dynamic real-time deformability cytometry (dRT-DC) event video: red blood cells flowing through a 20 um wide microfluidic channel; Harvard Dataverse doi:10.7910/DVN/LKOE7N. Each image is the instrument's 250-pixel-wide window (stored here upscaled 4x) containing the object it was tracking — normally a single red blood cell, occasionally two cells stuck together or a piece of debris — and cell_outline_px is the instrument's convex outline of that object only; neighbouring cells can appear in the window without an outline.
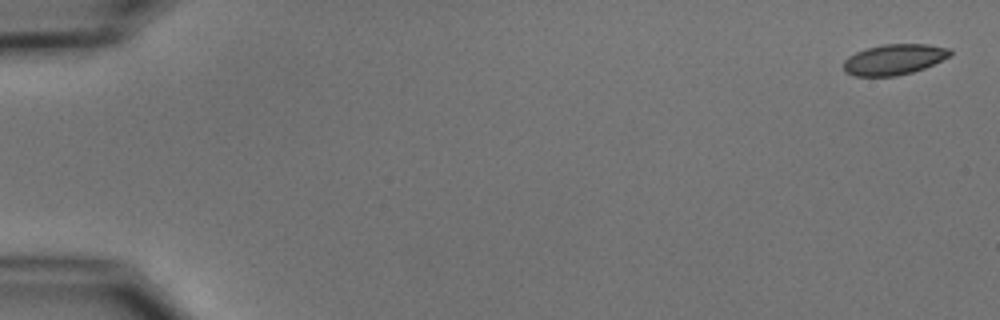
{"species": "common noctule bat (a hibernating species)", "species_latin": "Nyctalus noctula", "temperature_condition": "cold", "stored_images_in_passage": 5, "camera_frame_rate_fps": 3000, "um_per_image_px": 0.085, "animal": {"sex": "male", "body_mass_g": 15.6}, "frame": {"image": 1, "passage_image": 1, "time_ms": 0.0, "image_size_px": [1000, 320], "cell_outline_px": [[952, 52], [948, 56], [924, 68], [912, 72], [896, 76], [852, 76], [844, 72], [844, 60], [848, 56], [856, 52], [868, 48], [884, 44], [928, 44], [952, 48]], "centroid_in_image_um": [75.97, 5.05], "position_along_channel_um": 9.0, "area_um2": 18.96}}
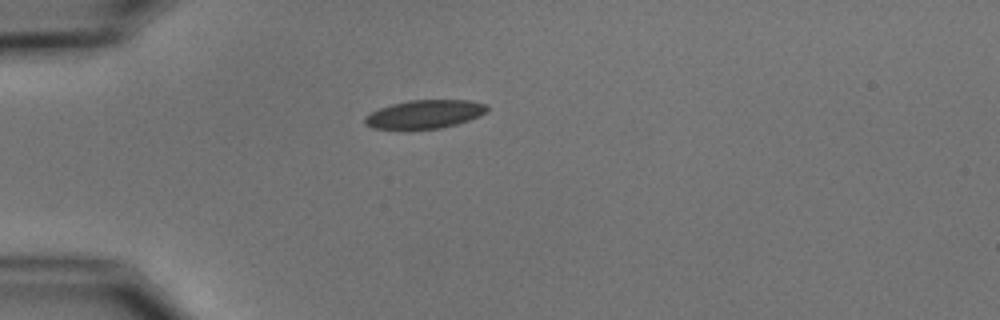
{"frame": {"image": 2, "passage_image": 5, "time_ms": 4.667, "image_size_px": [1000, 320], "cell_outline_px": [[488, 108], [480, 116], [456, 124], [440, 128], [408, 132], [372, 128], [364, 124], [364, 116], [380, 108], [392, 104], [408, 100], [472, 100], [484, 104]], "centroid_in_image_um": [36.01, 9.75], "position_along_channel_um": 49.0, "area_um2": 20.92}}